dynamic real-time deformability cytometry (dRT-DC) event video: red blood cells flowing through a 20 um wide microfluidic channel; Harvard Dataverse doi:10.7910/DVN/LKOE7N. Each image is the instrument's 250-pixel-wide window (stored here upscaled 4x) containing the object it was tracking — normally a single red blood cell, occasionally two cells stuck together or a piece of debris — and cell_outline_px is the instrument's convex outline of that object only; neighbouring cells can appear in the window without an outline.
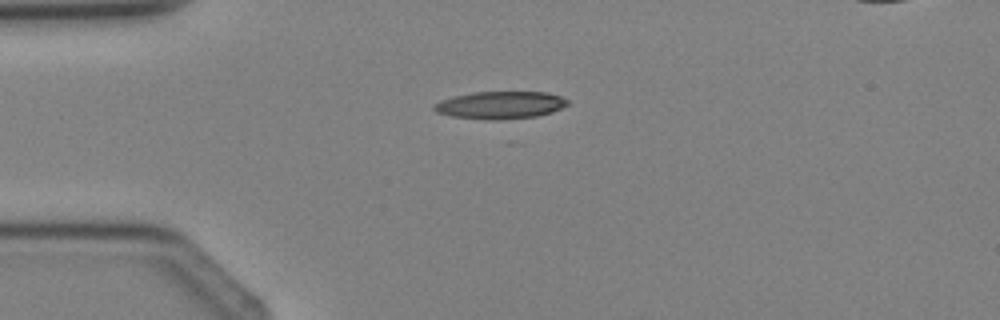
{"species": "Egyptian fruit bat (a non-hibernating species)", "species_latin": "Rousettus aegyptiacus", "temperature_condition": "cold", "stored_images_in_passage": 1, "camera_frame_rate_fps": 3000, "um_per_image_px": 0.085, "animal": {"sex": "female"}, "frame": {"image": 1, "passage_image": 1, "time_ms": 0.0, "image_size_px": [1000, 320], "cell_outline_px": [[568, 104], [552, 112], [536, 116], [500, 120], [484, 120], [452, 116], [436, 112], [432, 108], [432, 104], [440, 100], [452, 96], [472, 92], [548, 92], [560, 96], [568, 100]], "centroid_in_image_um": [42.47, 8.93], "position_along_channel_um": 42.5, "area_um2": 21.56}}